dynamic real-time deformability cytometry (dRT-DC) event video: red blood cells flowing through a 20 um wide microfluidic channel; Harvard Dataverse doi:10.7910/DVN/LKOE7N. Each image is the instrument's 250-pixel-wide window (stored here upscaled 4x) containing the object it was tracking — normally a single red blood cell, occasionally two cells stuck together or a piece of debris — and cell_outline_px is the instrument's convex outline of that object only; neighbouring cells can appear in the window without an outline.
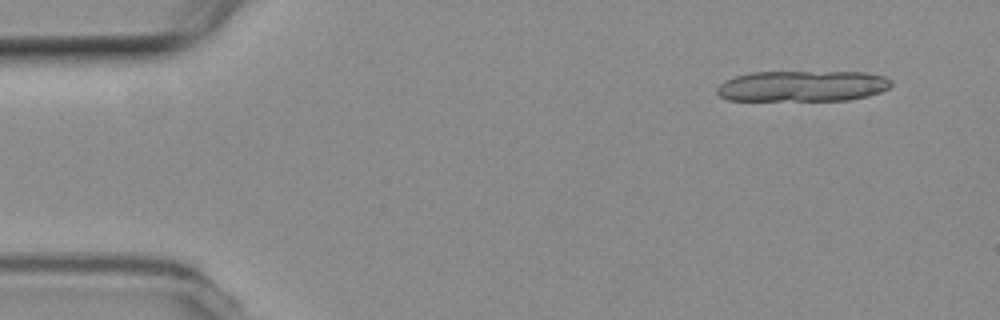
{"species": "common noctule bat (a hibernating species)", "species_latin": "Nyctalus noctula", "temperature_condition": "room temperature", "stored_images_in_passage": 2, "camera_frame_rate_fps": 3000, "um_per_image_px": 0.085, "animal": {"sex": "female", "body_mass_g": 19.3, "forearm_length_mm": 54.1}, "frame": {"image": 1, "passage_image": 1, "time_ms": 0.0, "image_size_px": [1000, 320], "cell_outline_px": [[892, 84], [888, 88], [880, 92], [868, 96], [848, 100], [728, 100], [720, 96], [716, 92], [716, 88], [724, 80], [736, 76], [752, 72], [868, 72], [884, 76], [892, 80]], "centroid_in_image_um": [68.22, 7.31], "position_along_channel_um": 16.8, "area_um2": 31.5}}